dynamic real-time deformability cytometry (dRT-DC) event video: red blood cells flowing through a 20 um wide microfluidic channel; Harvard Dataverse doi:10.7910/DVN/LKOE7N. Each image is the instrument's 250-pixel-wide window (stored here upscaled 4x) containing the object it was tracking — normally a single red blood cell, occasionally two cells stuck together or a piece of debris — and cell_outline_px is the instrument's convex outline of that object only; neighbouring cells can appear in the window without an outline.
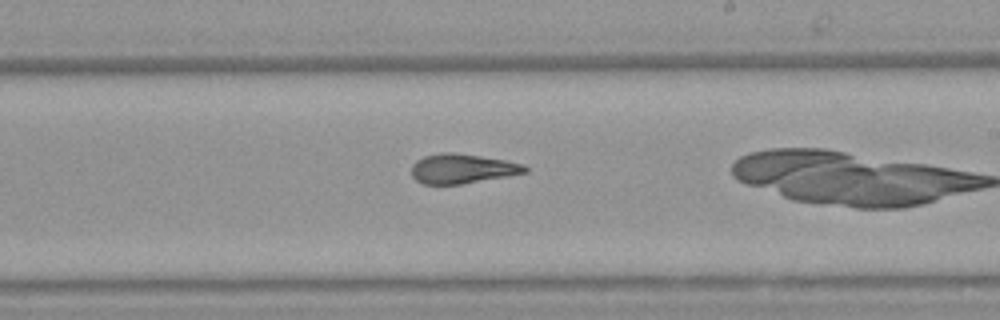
{"species": "Egyptian fruit bat (a non-hibernating species)", "species_latin": "Rousettus aegyptiacus", "temperature_condition": "warm", "stored_images_in_passage": 37, "camera_frame_rate_fps": 3000, "um_per_image_px": 0.085, "animal": {"sex": "female"}, "frame": {"image": 1, "passage_image": 27, "time_ms": 8.667, "image_size_px": [1000, 320], "cell_outline_px": [[528, 172], [508, 176], [460, 184], [424, 184], [416, 180], [412, 176], [412, 164], [416, 160], [424, 156], [440, 152], [452, 152], [480, 156], [504, 160], [524, 164], [528, 168]], "centroid_in_image_um": [39.28, 14.33], "position_along_channel_um": 249.7, "area_um2": 19.54}}